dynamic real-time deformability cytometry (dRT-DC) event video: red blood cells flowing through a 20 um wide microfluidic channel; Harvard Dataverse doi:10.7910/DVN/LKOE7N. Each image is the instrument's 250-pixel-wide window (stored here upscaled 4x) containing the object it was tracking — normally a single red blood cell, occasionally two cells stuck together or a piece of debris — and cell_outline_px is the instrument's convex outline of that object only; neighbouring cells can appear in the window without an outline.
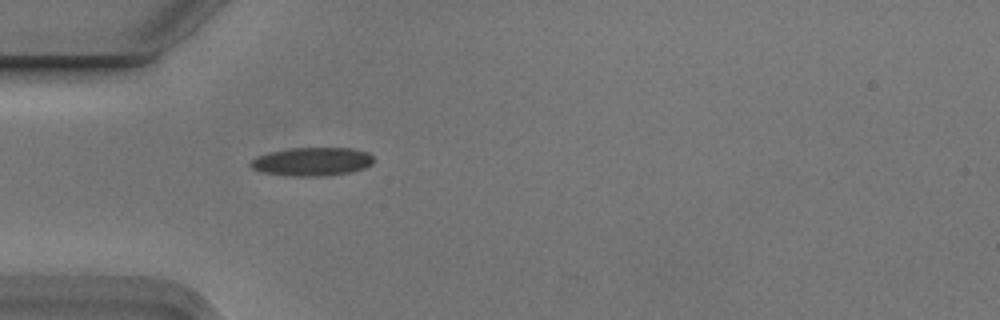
{"species": "Egyptian fruit bat (a non-hibernating species)", "species_latin": "Rousettus aegyptiacus", "temperature_condition": "cold", "stored_images_in_passage": 1, "camera_frame_rate_fps": 3000, "um_per_image_px": 0.085, "animal": {"sex": "male"}, "frame": {"image": 1, "passage_image": 1, "time_ms": 0.0, "image_size_px": [1000, 320], "cell_outline_px": [[372, 164], [364, 168], [352, 172], [324, 176], [292, 176], [264, 172], [252, 168], [248, 164], [256, 156], [288, 148], [352, 148], [368, 152], [372, 156]], "centroid_in_image_um": [26.54, 13.73], "position_along_channel_um": 58.5, "area_um2": 20.35}}